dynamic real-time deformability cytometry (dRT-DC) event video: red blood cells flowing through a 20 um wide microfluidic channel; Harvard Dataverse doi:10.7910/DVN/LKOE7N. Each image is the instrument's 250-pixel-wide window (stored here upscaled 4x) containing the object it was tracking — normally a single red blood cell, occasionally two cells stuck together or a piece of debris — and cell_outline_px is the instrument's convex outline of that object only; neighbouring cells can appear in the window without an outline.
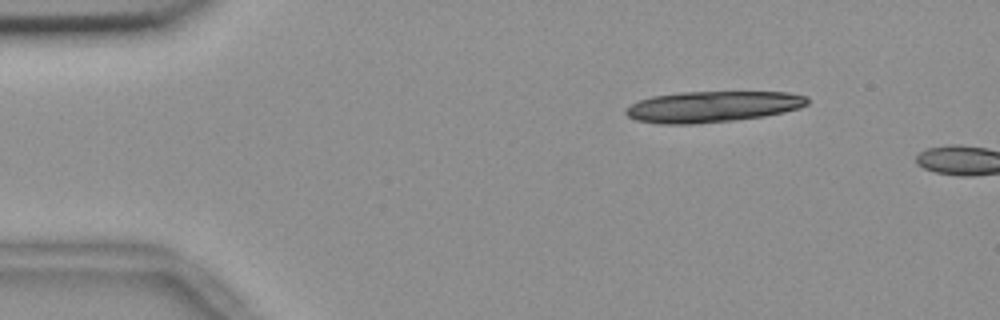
{"species": "common noctule bat (a hibernating species)", "species_latin": "Nyctalus noctula", "temperature_condition": "room temperature", "stored_images_in_passage": 1, "camera_frame_rate_fps": 3000, "um_per_image_px": 0.085, "animal": {"sex": "female", "body_mass_g": 18.4}, "frame": {"image": 1, "passage_image": 1, "time_ms": 0.0, "image_size_px": [1000, 320], "cell_outline_px": [[808, 104], [800, 108], [784, 112], [764, 116], [732, 120], [696, 124], [656, 124], [636, 120], [628, 116], [624, 112], [624, 108], [640, 100], [652, 96], [680, 92], [788, 92], [808, 96]], "centroid_in_image_um": [60.55, 9.07], "position_along_channel_um": 24.5, "area_um2": 33.0}}